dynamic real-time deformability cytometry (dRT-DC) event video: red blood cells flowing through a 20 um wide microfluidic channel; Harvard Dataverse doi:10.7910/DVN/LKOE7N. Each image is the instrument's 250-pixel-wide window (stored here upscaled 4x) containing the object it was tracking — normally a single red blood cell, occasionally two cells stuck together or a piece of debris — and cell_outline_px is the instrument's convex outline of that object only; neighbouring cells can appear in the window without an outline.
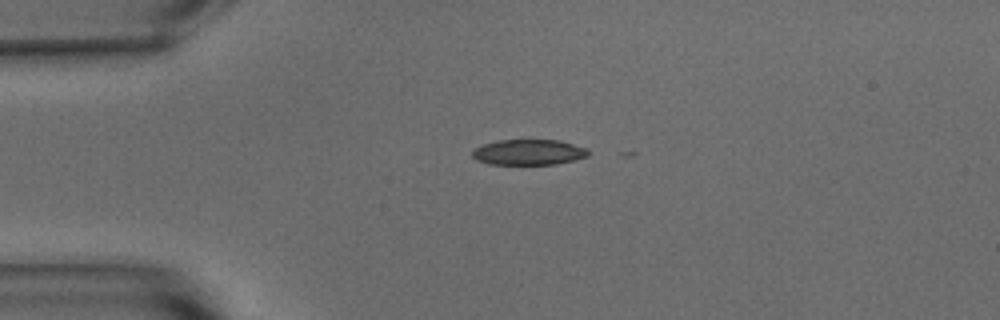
{"species": "common noctule bat (a hibernating species)", "species_latin": "Nyctalus noctula", "temperature_condition": "warm", "stored_images_in_passage": 6, "camera_frame_rate_fps": 3000, "um_per_image_px": 0.085, "animal": {"sex": "male", "body_mass_g": 15.6}, "frame": {"image": 1, "passage_image": 1, "time_ms": 0.0, "image_size_px": [1000, 320], "cell_outline_px": [[592, 152], [588, 156], [576, 160], [556, 164], [488, 164], [476, 160], [472, 156], [472, 152], [476, 148], [484, 144], [500, 140], [560, 140], [588, 148]], "centroid_in_image_um": [45.0, 12.94], "position_along_channel_um": 40.0, "area_um2": 17.4}}